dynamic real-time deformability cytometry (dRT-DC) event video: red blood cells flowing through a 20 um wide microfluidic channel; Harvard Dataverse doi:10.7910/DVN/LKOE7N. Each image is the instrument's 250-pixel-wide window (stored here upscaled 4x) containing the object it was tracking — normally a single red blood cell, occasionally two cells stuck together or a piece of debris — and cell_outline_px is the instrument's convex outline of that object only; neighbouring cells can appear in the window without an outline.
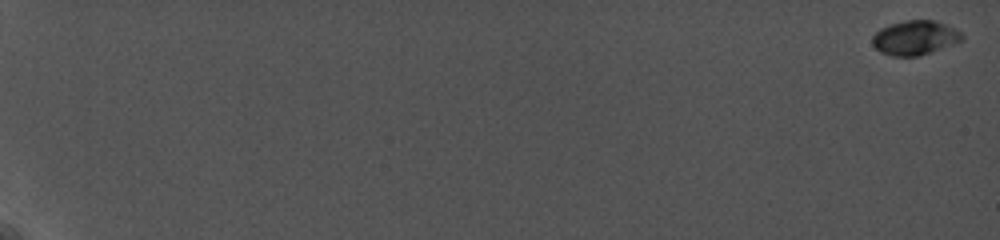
{"species": "common noctule bat (a hibernating species)", "species_latin": "Nyctalus noctula", "temperature_condition": "cold", "stored_images_in_passage": 28, "camera_frame_rate_fps": 5000, "um_per_image_px": 0.085, "animal": {"sex": "female", "body_mass_g": 19.0, "forearm_length_mm": 56.7}, "frame": {"image": 1, "passage_image": 1, "time_ms": 0.0, "image_size_px": [1000, 240], "cell_outline_px": [[964, 40], [916, 56], [892, 56], [880, 52], [872, 44], [872, 36], [880, 28], [892, 24], [908, 20], [936, 20], [960, 32], [964, 36]], "centroid_in_image_um": [77.74, 3.2], "position_along_channel_um": 7.3, "area_um2": 17.63}}
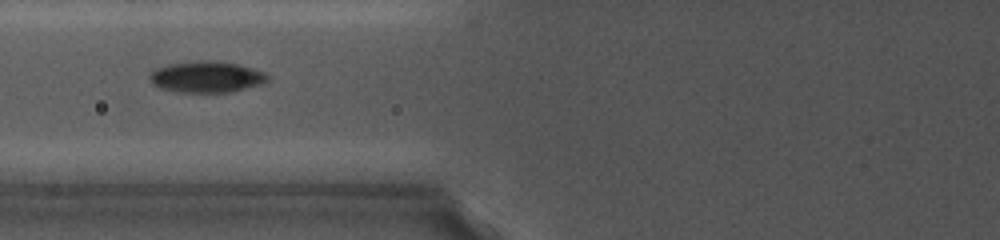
{"frame": {"image": 2, "passage_image": 15, "time_ms": 9.6, "image_size_px": [1000, 240], "cell_outline_px": [[268, 80], [260, 84], [232, 92], [176, 92], [160, 88], [152, 84], [148, 76], [156, 68], [168, 64], [200, 60], [208, 60], [236, 64], [264, 72], [268, 76]], "centroid_in_image_um": [17.5, 6.54], "position_along_channel_um": 108.3, "area_um2": 21.33}}
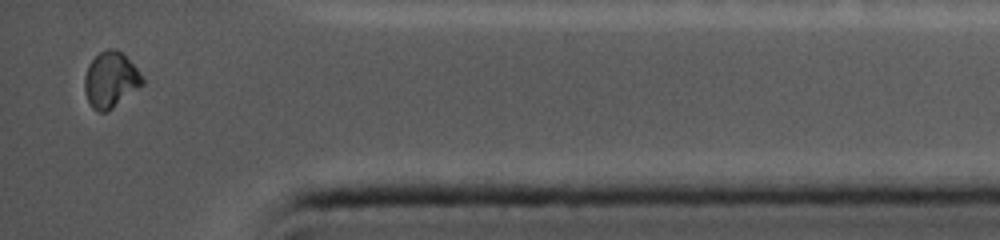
{"frame": {"image": 3, "passage_image": 28, "time_ms": 18.2, "image_size_px": [1000, 240], "cell_outline_px": [[144, 84], [140, 88], [112, 108], [104, 112], [100, 112], [92, 108], [84, 92], [84, 76], [88, 64], [100, 52], [108, 48], [116, 48], [124, 52], [144, 76]], "centroid_in_image_um": [9.43, 6.75], "position_along_channel_um": 425.8, "area_um2": 19.19}, "authors_computed_cell_mechanics": {"area_um2": 19.1607, "velocity_mm_per_s": 3.7738, "shape_relaxation_time_tau1_ms": 6.544, "shape_relaxation_time_tau2_ms": 2.2505, "deformation_change_tau1": 0.1193, "deformation_change_tau2": 0.0331}}